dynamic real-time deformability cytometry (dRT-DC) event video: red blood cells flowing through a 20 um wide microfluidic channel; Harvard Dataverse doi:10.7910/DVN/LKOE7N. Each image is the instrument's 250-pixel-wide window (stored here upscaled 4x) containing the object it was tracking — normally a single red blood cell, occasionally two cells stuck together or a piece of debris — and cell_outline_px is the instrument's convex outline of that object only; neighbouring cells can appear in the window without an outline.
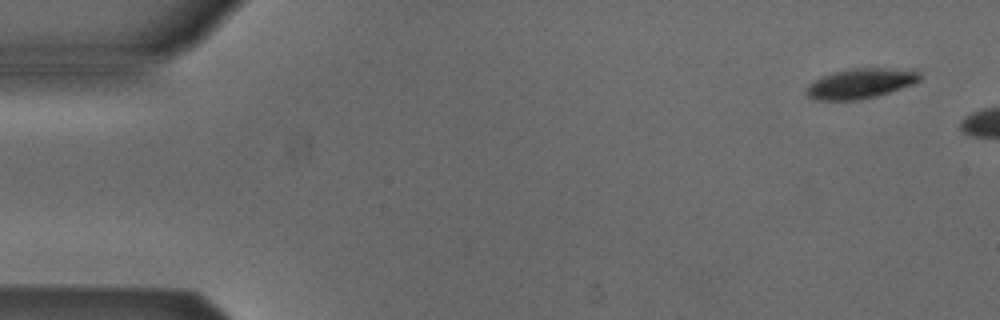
{"species": "Egyptian fruit bat (a non-hibernating species)", "species_latin": "Rousettus aegyptiacus", "temperature_condition": "cold", "stored_images_in_passage": 3, "camera_frame_rate_fps": 3000, "um_per_image_px": 0.085, "animal": {"sex": "male"}, "frame": {"image": 1, "passage_image": 1, "time_ms": 0.0, "image_size_px": [1000, 320], "cell_outline_px": [[920, 80], [912, 84], [876, 96], [860, 100], [812, 100], [804, 92], [808, 84], [820, 76], [832, 72], [852, 68], [920, 68]], "centroid_in_image_um": [73.15, 7.07], "position_along_channel_um": 11.9, "area_um2": 20.29}}